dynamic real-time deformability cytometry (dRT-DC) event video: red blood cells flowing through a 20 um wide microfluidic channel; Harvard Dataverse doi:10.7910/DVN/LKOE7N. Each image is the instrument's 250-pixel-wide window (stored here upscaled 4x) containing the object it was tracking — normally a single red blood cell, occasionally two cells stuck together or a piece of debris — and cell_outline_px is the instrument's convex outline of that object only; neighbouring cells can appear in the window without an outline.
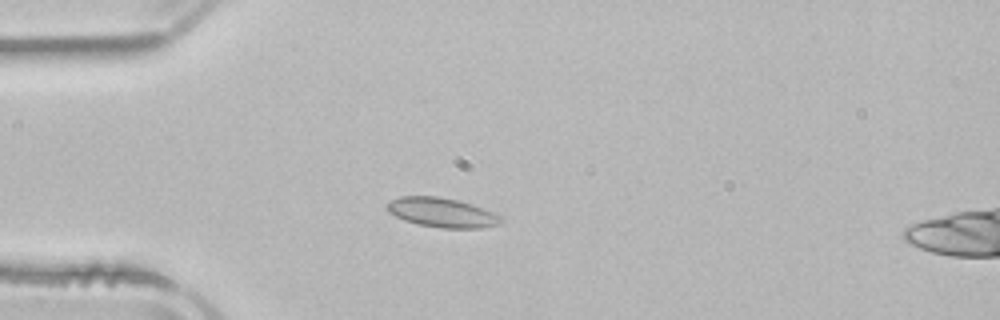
{"species": "common noctule bat (a hibernating species)", "species_latin": "Nyctalus noctula", "temperature_condition": "room temperature", "stored_images_in_passage": 50, "camera_frame_rate_fps": 3000, "um_per_image_px": 0.085, "animal": {"sex": "male", "body_mass_g": 21.5, "forearm_length_mm": 52.0}, "frame": {"image": 1, "passage_image": 12, "time_ms": 3.667, "image_size_px": [1000, 320], "cell_outline_px": [[504, 220], [500, 224], [480, 228], [440, 228], [416, 224], [404, 220], [388, 212], [384, 208], [384, 204], [388, 200], [400, 196], [436, 196], [460, 200], [472, 204], [492, 212], [500, 216]], "centroid_in_image_um": [37.5, 18.06], "position_along_channel_um": 47.5, "area_um2": 19.88}}
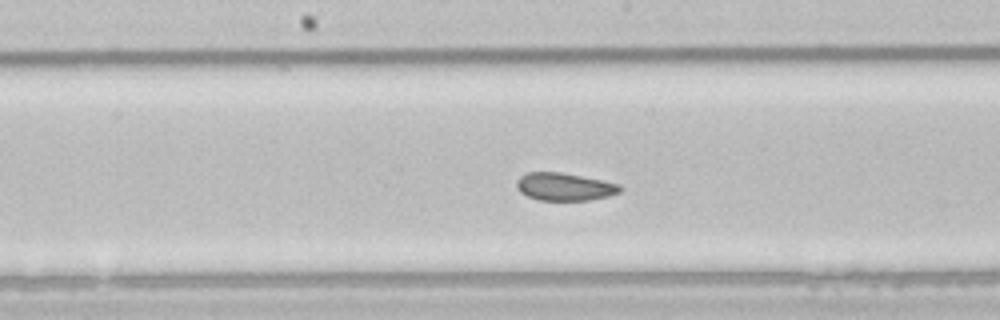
{"frame": {"image": 2, "passage_image": 25, "time_ms": 8.0, "image_size_px": [1000, 320], "cell_outline_px": [[624, 188], [620, 192], [608, 196], [588, 200], [540, 200], [528, 196], [520, 192], [516, 188], [516, 180], [520, 176], [528, 172], [560, 172], [620, 184]], "centroid_in_image_um": [47.97, 15.87], "position_along_channel_um": 200.2, "area_um2": 16.65}}
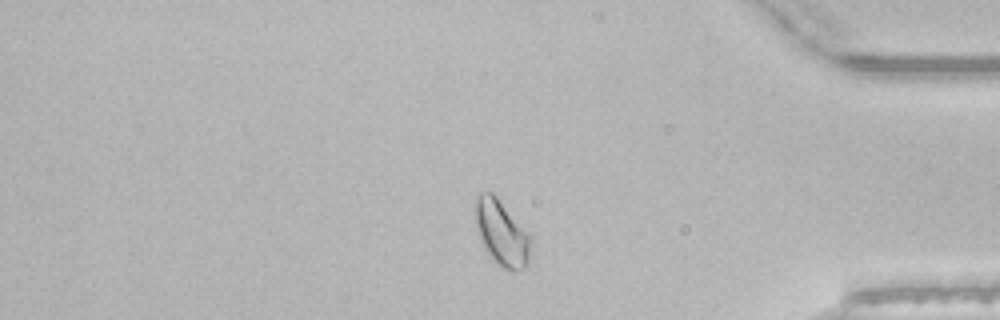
{"frame": {"image": 3, "passage_image": 42, "time_ms": 13.667, "image_size_px": [1000, 320], "cell_outline_px": [[532, 240], [528, 264], [524, 268], [516, 272], [512, 272], [496, 264], [488, 256], [480, 240], [472, 208], [480, 192], [492, 192], [496, 196], [532, 236]], "centroid_in_image_um": [42.63, 19.83], "position_along_channel_um": 392.6, "area_um2": 21.73}, "authors_computed_cell_mechanics": {"area_um2": 18.6983, "velocity_mm_per_s": 3.8683, "shape_relaxation_time_tau1_ms": null, "shape_relaxation_time_tau2_ms": 1.8983, "deformation_change_tau1": null, "deformation_change_tau2": 0.0365}}